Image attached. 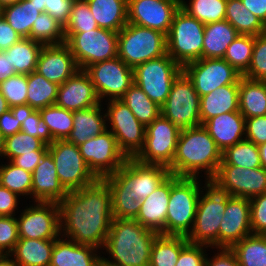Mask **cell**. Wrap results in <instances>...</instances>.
Segmentation results:
<instances>
[{"instance_id": "1", "label": "cell", "mask_w": 266, "mask_h": 266, "mask_svg": "<svg viewBox=\"0 0 266 266\" xmlns=\"http://www.w3.org/2000/svg\"><path fill=\"white\" fill-rule=\"evenodd\" d=\"M59 206L61 233L78 244L105 246L113 215L111 190L103 179L68 192Z\"/></svg>"}, {"instance_id": "2", "label": "cell", "mask_w": 266, "mask_h": 266, "mask_svg": "<svg viewBox=\"0 0 266 266\" xmlns=\"http://www.w3.org/2000/svg\"><path fill=\"white\" fill-rule=\"evenodd\" d=\"M171 175L167 166L145 164L128 158L124 165L103 180L111 190L113 218L135 219L142 200Z\"/></svg>"}, {"instance_id": "3", "label": "cell", "mask_w": 266, "mask_h": 266, "mask_svg": "<svg viewBox=\"0 0 266 266\" xmlns=\"http://www.w3.org/2000/svg\"><path fill=\"white\" fill-rule=\"evenodd\" d=\"M222 151L203 125L180 130L172 164L168 167L178 177H198L205 170L207 181L218 172Z\"/></svg>"}, {"instance_id": "4", "label": "cell", "mask_w": 266, "mask_h": 266, "mask_svg": "<svg viewBox=\"0 0 266 266\" xmlns=\"http://www.w3.org/2000/svg\"><path fill=\"white\" fill-rule=\"evenodd\" d=\"M159 233L135 219L113 218L104 248L116 266H149L153 241Z\"/></svg>"}, {"instance_id": "5", "label": "cell", "mask_w": 266, "mask_h": 266, "mask_svg": "<svg viewBox=\"0 0 266 266\" xmlns=\"http://www.w3.org/2000/svg\"><path fill=\"white\" fill-rule=\"evenodd\" d=\"M198 177L170 175L165 235L185 236L192 231L201 191Z\"/></svg>"}, {"instance_id": "6", "label": "cell", "mask_w": 266, "mask_h": 266, "mask_svg": "<svg viewBox=\"0 0 266 266\" xmlns=\"http://www.w3.org/2000/svg\"><path fill=\"white\" fill-rule=\"evenodd\" d=\"M118 57L129 67L167 54L166 34L127 23L118 32Z\"/></svg>"}, {"instance_id": "7", "label": "cell", "mask_w": 266, "mask_h": 266, "mask_svg": "<svg viewBox=\"0 0 266 266\" xmlns=\"http://www.w3.org/2000/svg\"><path fill=\"white\" fill-rule=\"evenodd\" d=\"M205 194L199 196L195 222L187 240L219 248V227L226 208V193L220 191L212 182L206 181Z\"/></svg>"}, {"instance_id": "8", "label": "cell", "mask_w": 266, "mask_h": 266, "mask_svg": "<svg viewBox=\"0 0 266 266\" xmlns=\"http://www.w3.org/2000/svg\"><path fill=\"white\" fill-rule=\"evenodd\" d=\"M205 25L181 8L166 35L167 54L182 68L202 58Z\"/></svg>"}, {"instance_id": "9", "label": "cell", "mask_w": 266, "mask_h": 266, "mask_svg": "<svg viewBox=\"0 0 266 266\" xmlns=\"http://www.w3.org/2000/svg\"><path fill=\"white\" fill-rule=\"evenodd\" d=\"M66 44L80 70L118 56V32L102 28L86 32H65Z\"/></svg>"}, {"instance_id": "10", "label": "cell", "mask_w": 266, "mask_h": 266, "mask_svg": "<svg viewBox=\"0 0 266 266\" xmlns=\"http://www.w3.org/2000/svg\"><path fill=\"white\" fill-rule=\"evenodd\" d=\"M183 71L171 56L165 54L133 69L134 83L158 106L167 100L173 81Z\"/></svg>"}, {"instance_id": "11", "label": "cell", "mask_w": 266, "mask_h": 266, "mask_svg": "<svg viewBox=\"0 0 266 266\" xmlns=\"http://www.w3.org/2000/svg\"><path fill=\"white\" fill-rule=\"evenodd\" d=\"M161 115L180 130L201 125L200 96L183 71L173 81L167 100L161 106Z\"/></svg>"}, {"instance_id": "12", "label": "cell", "mask_w": 266, "mask_h": 266, "mask_svg": "<svg viewBox=\"0 0 266 266\" xmlns=\"http://www.w3.org/2000/svg\"><path fill=\"white\" fill-rule=\"evenodd\" d=\"M48 152L55 162L59 181L68 192L89 186L98 180L75 144L56 140L48 145Z\"/></svg>"}, {"instance_id": "13", "label": "cell", "mask_w": 266, "mask_h": 266, "mask_svg": "<svg viewBox=\"0 0 266 266\" xmlns=\"http://www.w3.org/2000/svg\"><path fill=\"white\" fill-rule=\"evenodd\" d=\"M180 129L161 114L146 126L143 148L134 157L145 164L169 167L176 151Z\"/></svg>"}, {"instance_id": "14", "label": "cell", "mask_w": 266, "mask_h": 266, "mask_svg": "<svg viewBox=\"0 0 266 266\" xmlns=\"http://www.w3.org/2000/svg\"><path fill=\"white\" fill-rule=\"evenodd\" d=\"M106 121L116 138L119 149L127 158H134L143 148L146 126L138 121L122 100L108 102Z\"/></svg>"}, {"instance_id": "15", "label": "cell", "mask_w": 266, "mask_h": 266, "mask_svg": "<svg viewBox=\"0 0 266 266\" xmlns=\"http://www.w3.org/2000/svg\"><path fill=\"white\" fill-rule=\"evenodd\" d=\"M78 148L83 160L98 179L113 174L128 159L119 149L116 138L108 129L90 138Z\"/></svg>"}, {"instance_id": "16", "label": "cell", "mask_w": 266, "mask_h": 266, "mask_svg": "<svg viewBox=\"0 0 266 266\" xmlns=\"http://www.w3.org/2000/svg\"><path fill=\"white\" fill-rule=\"evenodd\" d=\"M95 87L101 101L119 100L134 83L133 69L126 65L118 56L88 66L84 70Z\"/></svg>"}, {"instance_id": "17", "label": "cell", "mask_w": 266, "mask_h": 266, "mask_svg": "<svg viewBox=\"0 0 266 266\" xmlns=\"http://www.w3.org/2000/svg\"><path fill=\"white\" fill-rule=\"evenodd\" d=\"M183 72L192 81L199 96L220 88L223 85L235 84L242 75L223 58H201L188 63Z\"/></svg>"}, {"instance_id": "18", "label": "cell", "mask_w": 266, "mask_h": 266, "mask_svg": "<svg viewBox=\"0 0 266 266\" xmlns=\"http://www.w3.org/2000/svg\"><path fill=\"white\" fill-rule=\"evenodd\" d=\"M210 182L229 196L250 199L266 192V169L220 165L217 174Z\"/></svg>"}, {"instance_id": "19", "label": "cell", "mask_w": 266, "mask_h": 266, "mask_svg": "<svg viewBox=\"0 0 266 266\" xmlns=\"http://www.w3.org/2000/svg\"><path fill=\"white\" fill-rule=\"evenodd\" d=\"M25 208L17 219L19 238L49 240L64 236L59 203L36 201L35 206Z\"/></svg>"}, {"instance_id": "20", "label": "cell", "mask_w": 266, "mask_h": 266, "mask_svg": "<svg viewBox=\"0 0 266 266\" xmlns=\"http://www.w3.org/2000/svg\"><path fill=\"white\" fill-rule=\"evenodd\" d=\"M181 0H128V23L168 34Z\"/></svg>"}, {"instance_id": "21", "label": "cell", "mask_w": 266, "mask_h": 266, "mask_svg": "<svg viewBox=\"0 0 266 266\" xmlns=\"http://www.w3.org/2000/svg\"><path fill=\"white\" fill-rule=\"evenodd\" d=\"M251 234L250 200L226 193V208L219 227V248H231Z\"/></svg>"}, {"instance_id": "22", "label": "cell", "mask_w": 266, "mask_h": 266, "mask_svg": "<svg viewBox=\"0 0 266 266\" xmlns=\"http://www.w3.org/2000/svg\"><path fill=\"white\" fill-rule=\"evenodd\" d=\"M80 70L66 43L43 45L36 64V72L48 81L62 85Z\"/></svg>"}, {"instance_id": "23", "label": "cell", "mask_w": 266, "mask_h": 266, "mask_svg": "<svg viewBox=\"0 0 266 266\" xmlns=\"http://www.w3.org/2000/svg\"><path fill=\"white\" fill-rule=\"evenodd\" d=\"M102 104L90 76L79 70L75 75L59 85L55 105L69 111L88 109Z\"/></svg>"}, {"instance_id": "24", "label": "cell", "mask_w": 266, "mask_h": 266, "mask_svg": "<svg viewBox=\"0 0 266 266\" xmlns=\"http://www.w3.org/2000/svg\"><path fill=\"white\" fill-rule=\"evenodd\" d=\"M67 194L59 181L55 162L47 151L32 173L31 197L35 202L60 203Z\"/></svg>"}, {"instance_id": "25", "label": "cell", "mask_w": 266, "mask_h": 266, "mask_svg": "<svg viewBox=\"0 0 266 266\" xmlns=\"http://www.w3.org/2000/svg\"><path fill=\"white\" fill-rule=\"evenodd\" d=\"M170 197V176L149 196L140 201V211L135 218L142 226L165 235L167 206Z\"/></svg>"}, {"instance_id": "26", "label": "cell", "mask_w": 266, "mask_h": 266, "mask_svg": "<svg viewBox=\"0 0 266 266\" xmlns=\"http://www.w3.org/2000/svg\"><path fill=\"white\" fill-rule=\"evenodd\" d=\"M202 125L222 152L245 139V117L240 111L214 116Z\"/></svg>"}, {"instance_id": "27", "label": "cell", "mask_w": 266, "mask_h": 266, "mask_svg": "<svg viewBox=\"0 0 266 266\" xmlns=\"http://www.w3.org/2000/svg\"><path fill=\"white\" fill-rule=\"evenodd\" d=\"M91 245L78 244L73 240L56 238L49 266H96L102 258Z\"/></svg>"}, {"instance_id": "28", "label": "cell", "mask_w": 266, "mask_h": 266, "mask_svg": "<svg viewBox=\"0 0 266 266\" xmlns=\"http://www.w3.org/2000/svg\"><path fill=\"white\" fill-rule=\"evenodd\" d=\"M101 104L88 109L73 111V129L66 141L79 146L107 130L106 113L102 115Z\"/></svg>"}, {"instance_id": "29", "label": "cell", "mask_w": 266, "mask_h": 266, "mask_svg": "<svg viewBox=\"0 0 266 266\" xmlns=\"http://www.w3.org/2000/svg\"><path fill=\"white\" fill-rule=\"evenodd\" d=\"M236 111H239V81L200 97L201 125L214 116Z\"/></svg>"}, {"instance_id": "30", "label": "cell", "mask_w": 266, "mask_h": 266, "mask_svg": "<svg viewBox=\"0 0 266 266\" xmlns=\"http://www.w3.org/2000/svg\"><path fill=\"white\" fill-rule=\"evenodd\" d=\"M99 28L119 32L128 23V0H87Z\"/></svg>"}, {"instance_id": "31", "label": "cell", "mask_w": 266, "mask_h": 266, "mask_svg": "<svg viewBox=\"0 0 266 266\" xmlns=\"http://www.w3.org/2000/svg\"><path fill=\"white\" fill-rule=\"evenodd\" d=\"M55 239L20 238L9 254L18 266H49Z\"/></svg>"}, {"instance_id": "32", "label": "cell", "mask_w": 266, "mask_h": 266, "mask_svg": "<svg viewBox=\"0 0 266 266\" xmlns=\"http://www.w3.org/2000/svg\"><path fill=\"white\" fill-rule=\"evenodd\" d=\"M239 34L226 20L205 25L202 58H223L228 46Z\"/></svg>"}, {"instance_id": "33", "label": "cell", "mask_w": 266, "mask_h": 266, "mask_svg": "<svg viewBox=\"0 0 266 266\" xmlns=\"http://www.w3.org/2000/svg\"><path fill=\"white\" fill-rule=\"evenodd\" d=\"M239 111L245 118L266 115V81L240 78Z\"/></svg>"}, {"instance_id": "34", "label": "cell", "mask_w": 266, "mask_h": 266, "mask_svg": "<svg viewBox=\"0 0 266 266\" xmlns=\"http://www.w3.org/2000/svg\"><path fill=\"white\" fill-rule=\"evenodd\" d=\"M41 13L29 0H20L4 6L1 15L22 38H29L33 22Z\"/></svg>"}, {"instance_id": "35", "label": "cell", "mask_w": 266, "mask_h": 266, "mask_svg": "<svg viewBox=\"0 0 266 266\" xmlns=\"http://www.w3.org/2000/svg\"><path fill=\"white\" fill-rule=\"evenodd\" d=\"M42 47L43 44L30 38H21L4 52L9 55L11 65L15 68L17 74L28 75L36 70Z\"/></svg>"}, {"instance_id": "36", "label": "cell", "mask_w": 266, "mask_h": 266, "mask_svg": "<svg viewBox=\"0 0 266 266\" xmlns=\"http://www.w3.org/2000/svg\"><path fill=\"white\" fill-rule=\"evenodd\" d=\"M188 243L185 236L159 234L152 244L149 266H175Z\"/></svg>"}, {"instance_id": "37", "label": "cell", "mask_w": 266, "mask_h": 266, "mask_svg": "<svg viewBox=\"0 0 266 266\" xmlns=\"http://www.w3.org/2000/svg\"><path fill=\"white\" fill-rule=\"evenodd\" d=\"M225 20L239 35L257 36L266 32L263 22L249 11L241 0H227Z\"/></svg>"}, {"instance_id": "38", "label": "cell", "mask_w": 266, "mask_h": 266, "mask_svg": "<svg viewBox=\"0 0 266 266\" xmlns=\"http://www.w3.org/2000/svg\"><path fill=\"white\" fill-rule=\"evenodd\" d=\"M27 109L39 110L55 105L59 85L36 71L27 75Z\"/></svg>"}, {"instance_id": "39", "label": "cell", "mask_w": 266, "mask_h": 266, "mask_svg": "<svg viewBox=\"0 0 266 266\" xmlns=\"http://www.w3.org/2000/svg\"><path fill=\"white\" fill-rule=\"evenodd\" d=\"M239 266H266V235L251 234L230 248Z\"/></svg>"}, {"instance_id": "40", "label": "cell", "mask_w": 266, "mask_h": 266, "mask_svg": "<svg viewBox=\"0 0 266 266\" xmlns=\"http://www.w3.org/2000/svg\"><path fill=\"white\" fill-rule=\"evenodd\" d=\"M122 100L139 122L147 126L160 114L161 107L153 102L147 94L135 83L124 93Z\"/></svg>"}, {"instance_id": "41", "label": "cell", "mask_w": 266, "mask_h": 266, "mask_svg": "<svg viewBox=\"0 0 266 266\" xmlns=\"http://www.w3.org/2000/svg\"><path fill=\"white\" fill-rule=\"evenodd\" d=\"M220 165H235L247 169L262 167L258 146L244 139L222 152Z\"/></svg>"}, {"instance_id": "42", "label": "cell", "mask_w": 266, "mask_h": 266, "mask_svg": "<svg viewBox=\"0 0 266 266\" xmlns=\"http://www.w3.org/2000/svg\"><path fill=\"white\" fill-rule=\"evenodd\" d=\"M29 38L43 45L65 43L64 25L47 12H42L33 22Z\"/></svg>"}, {"instance_id": "43", "label": "cell", "mask_w": 266, "mask_h": 266, "mask_svg": "<svg viewBox=\"0 0 266 266\" xmlns=\"http://www.w3.org/2000/svg\"><path fill=\"white\" fill-rule=\"evenodd\" d=\"M180 2L182 10L204 25L225 20L227 0H190L189 5L186 1Z\"/></svg>"}, {"instance_id": "44", "label": "cell", "mask_w": 266, "mask_h": 266, "mask_svg": "<svg viewBox=\"0 0 266 266\" xmlns=\"http://www.w3.org/2000/svg\"><path fill=\"white\" fill-rule=\"evenodd\" d=\"M41 118L54 141L66 140L73 129V112L62 107L51 105L39 109Z\"/></svg>"}, {"instance_id": "45", "label": "cell", "mask_w": 266, "mask_h": 266, "mask_svg": "<svg viewBox=\"0 0 266 266\" xmlns=\"http://www.w3.org/2000/svg\"><path fill=\"white\" fill-rule=\"evenodd\" d=\"M9 164L0 166V185L21 196H31L32 192V173L14 165Z\"/></svg>"}, {"instance_id": "46", "label": "cell", "mask_w": 266, "mask_h": 266, "mask_svg": "<svg viewBox=\"0 0 266 266\" xmlns=\"http://www.w3.org/2000/svg\"><path fill=\"white\" fill-rule=\"evenodd\" d=\"M253 46L254 36L238 35L228 46L223 59L243 75L250 66Z\"/></svg>"}, {"instance_id": "47", "label": "cell", "mask_w": 266, "mask_h": 266, "mask_svg": "<svg viewBox=\"0 0 266 266\" xmlns=\"http://www.w3.org/2000/svg\"><path fill=\"white\" fill-rule=\"evenodd\" d=\"M33 151H48V145L41 139L22 131L5 137L4 158L6 157L9 161L23 154L33 153Z\"/></svg>"}, {"instance_id": "48", "label": "cell", "mask_w": 266, "mask_h": 266, "mask_svg": "<svg viewBox=\"0 0 266 266\" xmlns=\"http://www.w3.org/2000/svg\"><path fill=\"white\" fill-rule=\"evenodd\" d=\"M27 75L15 74L0 82V92L11 109H27Z\"/></svg>"}, {"instance_id": "49", "label": "cell", "mask_w": 266, "mask_h": 266, "mask_svg": "<svg viewBox=\"0 0 266 266\" xmlns=\"http://www.w3.org/2000/svg\"><path fill=\"white\" fill-rule=\"evenodd\" d=\"M98 28L87 0H75L70 17L64 26L65 32H86Z\"/></svg>"}, {"instance_id": "50", "label": "cell", "mask_w": 266, "mask_h": 266, "mask_svg": "<svg viewBox=\"0 0 266 266\" xmlns=\"http://www.w3.org/2000/svg\"><path fill=\"white\" fill-rule=\"evenodd\" d=\"M242 76L252 80L266 81V32L254 36L251 63Z\"/></svg>"}, {"instance_id": "51", "label": "cell", "mask_w": 266, "mask_h": 266, "mask_svg": "<svg viewBox=\"0 0 266 266\" xmlns=\"http://www.w3.org/2000/svg\"><path fill=\"white\" fill-rule=\"evenodd\" d=\"M21 131L41 139L47 145L54 142L39 110L22 109Z\"/></svg>"}, {"instance_id": "52", "label": "cell", "mask_w": 266, "mask_h": 266, "mask_svg": "<svg viewBox=\"0 0 266 266\" xmlns=\"http://www.w3.org/2000/svg\"><path fill=\"white\" fill-rule=\"evenodd\" d=\"M19 239L17 218L0 216V254H10Z\"/></svg>"}, {"instance_id": "53", "label": "cell", "mask_w": 266, "mask_h": 266, "mask_svg": "<svg viewBox=\"0 0 266 266\" xmlns=\"http://www.w3.org/2000/svg\"><path fill=\"white\" fill-rule=\"evenodd\" d=\"M249 200L252 234L266 235V192Z\"/></svg>"}, {"instance_id": "54", "label": "cell", "mask_w": 266, "mask_h": 266, "mask_svg": "<svg viewBox=\"0 0 266 266\" xmlns=\"http://www.w3.org/2000/svg\"><path fill=\"white\" fill-rule=\"evenodd\" d=\"M209 246L188 243L180 252L175 266H205L207 254L204 249Z\"/></svg>"}, {"instance_id": "55", "label": "cell", "mask_w": 266, "mask_h": 266, "mask_svg": "<svg viewBox=\"0 0 266 266\" xmlns=\"http://www.w3.org/2000/svg\"><path fill=\"white\" fill-rule=\"evenodd\" d=\"M245 139L257 146L266 143V115L245 118Z\"/></svg>"}, {"instance_id": "56", "label": "cell", "mask_w": 266, "mask_h": 266, "mask_svg": "<svg viewBox=\"0 0 266 266\" xmlns=\"http://www.w3.org/2000/svg\"><path fill=\"white\" fill-rule=\"evenodd\" d=\"M75 0H44V12L58 20L64 26L69 20Z\"/></svg>"}, {"instance_id": "57", "label": "cell", "mask_w": 266, "mask_h": 266, "mask_svg": "<svg viewBox=\"0 0 266 266\" xmlns=\"http://www.w3.org/2000/svg\"><path fill=\"white\" fill-rule=\"evenodd\" d=\"M22 109H10L0 116V131L4 137L21 131Z\"/></svg>"}, {"instance_id": "58", "label": "cell", "mask_w": 266, "mask_h": 266, "mask_svg": "<svg viewBox=\"0 0 266 266\" xmlns=\"http://www.w3.org/2000/svg\"><path fill=\"white\" fill-rule=\"evenodd\" d=\"M18 197L19 195L0 185V216H15Z\"/></svg>"}, {"instance_id": "59", "label": "cell", "mask_w": 266, "mask_h": 266, "mask_svg": "<svg viewBox=\"0 0 266 266\" xmlns=\"http://www.w3.org/2000/svg\"><path fill=\"white\" fill-rule=\"evenodd\" d=\"M22 37L0 16V51H5Z\"/></svg>"}, {"instance_id": "60", "label": "cell", "mask_w": 266, "mask_h": 266, "mask_svg": "<svg viewBox=\"0 0 266 266\" xmlns=\"http://www.w3.org/2000/svg\"><path fill=\"white\" fill-rule=\"evenodd\" d=\"M46 152L47 151H33V153L23 154L13 158L11 162L25 171L33 173Z\"/></svg>"}, {"instance_id": "61", "label": "cell", "mask_w": 266, "mask_h": 266, "mask_svg": "<svg viewBox=\"0 0 266 266\" xmlns=\"http://www.w3.org/2000/svg\"><path fill=\"white\" fill-rule=\"evenodd\" d=\"M217 255L207 258L205 266H239L236 254L230 248H219Z\"/></svg>"}, {"instance_id": "62", "label": "cell", "mask_w": 266, "mask_h": 266, "mask_svg": "<svg viewBox=\"0 0 266 266\" xmlns=\"http://www.w3.org/2000/svg\"><path fill=\"white\" fill-rule=\"evenodd\" d=\"M242 4L266 26V0H241Z\"/></svg>"}, {"instance_id": "63", "label": "cell", "mask_w": 266, "mask_h": 266, "mask_svg": "<svg viewBox=\"0 0 266 266\" xmlns=\"http://www.w3.org/2000/svg\"><path fill=\"white\" fill-rule=\"evenodd\" d=\"M17 74L15 68L11 65L9 55L4 51H0V82L5 81L9 77Z\"/></svg>"}, {"instance_id": "64", "label": "cell", "mask_w": 266, "mask_h": 266, "mask_svg": "<svg viewBox=\"0 0 266 266\" xmlns=\"http://www.w3.org/2000/svg\"><path fill=\"white\" fill-rule=\"evenodd\" d=\"M9 254H0V266H18L15 260L10 259Z\"/></svg>"}, {"instance_id": "65", "label": "cell", "mask_w": 266, "mask_h": 266, "mask_svg": "<svg viewBox=\"0 0 266 266\" xmlns=\"http://www.w3.org/2000/svg\"><path fill=\"white\" fill-rule=\"evenodd\" d=\"M258 149L261 157L262 167L266 169V143L260 144Z\"/></svg>"}, {"instance_id": "66", "label": "cell", "mask_w": 266, "mask_h": 266, "mask_svg": "<svg viewBox=\"0 0 266 266\" xmlns=\"http://www.w3.org/2000/svg\"><path fill=\"white\" fill-rule=\"evenodd\" d=\"M11 108L9 107V105L7 104V101L5 99V97L2 95V93L0 92V116L7 112L8 110H10Z\"/></svg>"}, {"instance_id": "67", "label": "cell", "mask_w": 266, "mask_h": 266, "mask_svg": "<svg viewBox=\"0 0 266 266\" xmlns=\"http://www.w3.org/2000/svg\"><path fill=\"white\" fill-rule=\"evenodd\" d=\"M32 2L37 8H39L40 12H44V0H29Z\"/></svg>"}, {"instance_id": "68", "label": "cell", "mask_w": 266, "mask_h": 266, "mask_svg": "<svg viewBox=\"0 0 266 266\" xmlns=\"http://www.w3.org/2000/svg\"><path fill=\"white\" fill-rule=\"evenodd\" d=\"M4 144H5V137L2 135V132L0 131V156H4Z\"/></svg>"}, {"instance_id": "69", "label": "cell", "mask_w": 266, "mask_h": 266, "mask_svg": "<svg viewBox=\"0 0 266 266\" xmlns=\"http://www.w3.org/2000/svg\"><path fill=\"white\" fill-rule=\"evenodd\" d=\"M19 1L20 0H0V6L3 8L4 6L11 5Z\"/></svg>"}, {"instance_id": "70", "label": "cell", "mask_w": 266, "mask_h": 266, "mask_svg": "<svg viewBox=\"0 0 266 266\" xmlns=\"http://www.w3.org/2000/svg\"><path fill=\"white\" fill-rule=\"evenodd\" d=\"M96 266H116L108 263L103 257L98 261Z\"/></svg>"}, {"instance_id": "71", "label": "cell", "mask_w": 266, "mask_h": 266, "mask_svg": "<svg viewBox=\"0 0 266 266\" xmlns=\"http://www.w3.org/2000/svg\"><path fill=\"white\" fill-rule=\"evenodd\" d=\"M1 13H2V7L0 6V16H1Z\"/></svg>"}]
</instances>
